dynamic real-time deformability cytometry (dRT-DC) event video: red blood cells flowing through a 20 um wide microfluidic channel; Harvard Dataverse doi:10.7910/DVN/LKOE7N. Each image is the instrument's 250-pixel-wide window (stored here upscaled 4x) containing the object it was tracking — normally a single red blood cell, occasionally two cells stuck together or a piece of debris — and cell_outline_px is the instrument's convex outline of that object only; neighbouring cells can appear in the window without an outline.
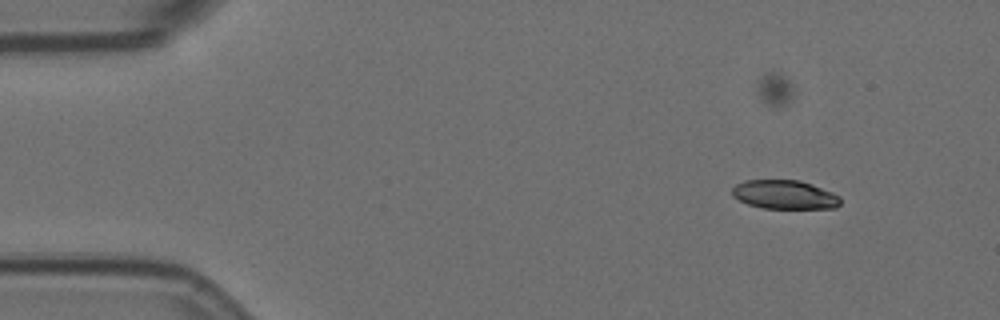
{"species": "Egyptian fruit bat (a non-hibernating species)", "species_latin": "Rousettus aegyptiacus", "temperature_condition": "room temperature", "stored_images_in_passage": 3, "camera_frame_rate_fps": 3000, "um_per_image_px": 0.085, "animal": {"sex": "female"}, "frame": {"image": 1, "passage_image": 1, "time_ms": 0.0, "image_size_px": [1000, 320], "cell_outline_px": [[840, 204], [836, 208], [760, 208], [748, 204], [732, 196], [732, 188], [736, 184], [744, 180], [800, 180], [812, 184], [832, 192], [840, 196]], "centroid_in_image_um": [66.69, 16.54], "position_along_channel_um": 18.3, "area_um2": 18.26}}